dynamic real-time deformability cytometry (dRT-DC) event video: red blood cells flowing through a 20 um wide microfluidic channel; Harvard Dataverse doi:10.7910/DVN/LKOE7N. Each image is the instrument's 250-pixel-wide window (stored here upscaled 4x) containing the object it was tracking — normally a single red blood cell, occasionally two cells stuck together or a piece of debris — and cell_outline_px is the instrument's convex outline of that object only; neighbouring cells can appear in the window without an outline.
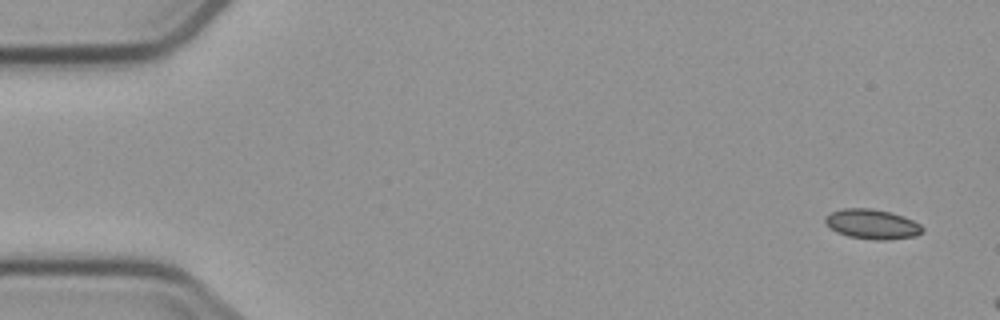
{"species": "common noctule bat (a hibernating species)", "species_latin": "Nyctalus noctula", "temperature_condition": "cold", "stored_images_in_passage": 3, "camera_frame_rate_fps": 3000, "um_per_image_px": 0.085, "animal": {"sex": "male", "body_mass_g": 23.1, "forearm_length_mm": 52.7}, "frame": {"image": 1, "passage_image": 1, "time_ms": 0.0, "image_size_px": [1000, 320], "cell_outline_px": [[924, 232], [916, 236], [884, 240], [876, 240], [848, 236], [836, 232], [824, 220], [824, 216], [832, 212], [844, 208], [872, 208], [904, 216], [920, 224], [924, 228]], "centroid_in_image_um": [74.16, 19.05], "position_along_channel_um": 10.8, "area_um2": 16.82}}